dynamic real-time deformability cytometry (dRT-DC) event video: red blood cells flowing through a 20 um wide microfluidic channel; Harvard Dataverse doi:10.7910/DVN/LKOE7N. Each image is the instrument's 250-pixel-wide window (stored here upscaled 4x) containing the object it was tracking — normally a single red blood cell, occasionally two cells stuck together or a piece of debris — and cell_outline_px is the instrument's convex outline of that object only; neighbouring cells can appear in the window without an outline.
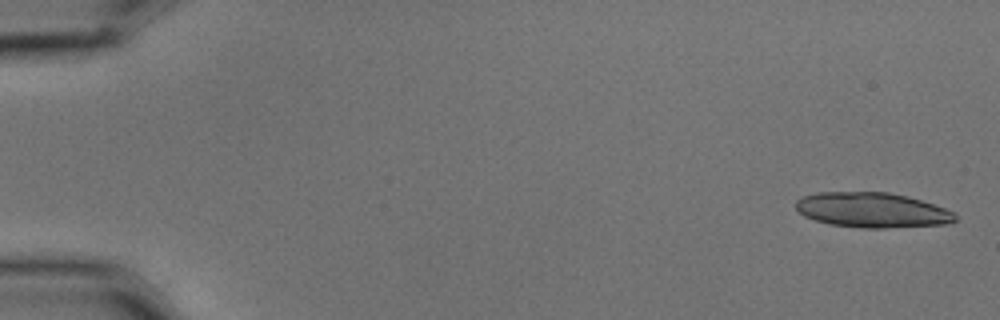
{"species": "common noctule bat (a hibernating species)", "species_latin": "Nyctalus noctula", "temperature_condition": "cold", "stored_images_in_passage": 10, "camera_frame_rate_fps": 3000, "um_per_image_px": 0.085, "animal": {"sex": "male", "body_mass_g": 15.6}, "frame": {"image": 1, "passage_image": 1, "time_ms": 0.0, "image_size_px": [1000, 320], "cell_outline_px": [[956, 220], [948, 224], [884, 228], [860, 228], [828, 224], [804, 216], [796, 208], [796, 200], [804, 196], [816, 192], [888, 192], [908, 196], [956, 212]], "centroid_in_image_um": [74.14, 17.86], "position_along_channel_um": 10.9, "area_um2": 32.6}}
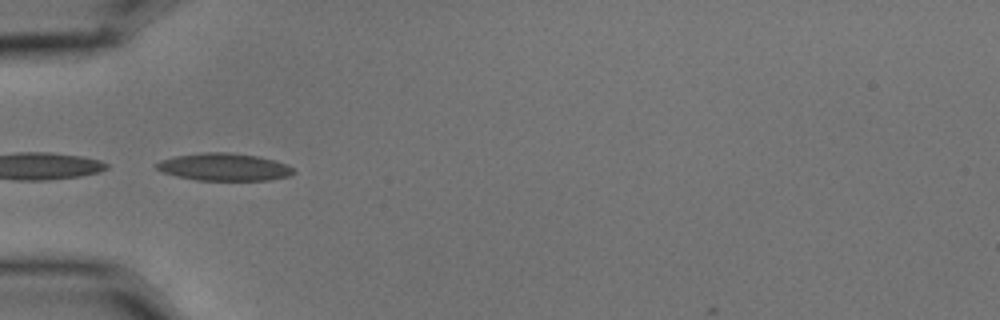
{"frame": {"image": 2, "passage_image": 5, "time_ms": 1.333, "image_size_px": [1000, 320], "cell_outline_px": [[296, 172], [288, 176], [268, 180], [196, 180], [176, 176], [160, 172], [152, 164], [160, 160], [176, 156], [204, 152], [228, 152], [256, 156], [288, 164]], "centroid_in_image_um": [18.99, 14.2], "position_along_channel_um": 66.0, "area_um2": 21.96}}
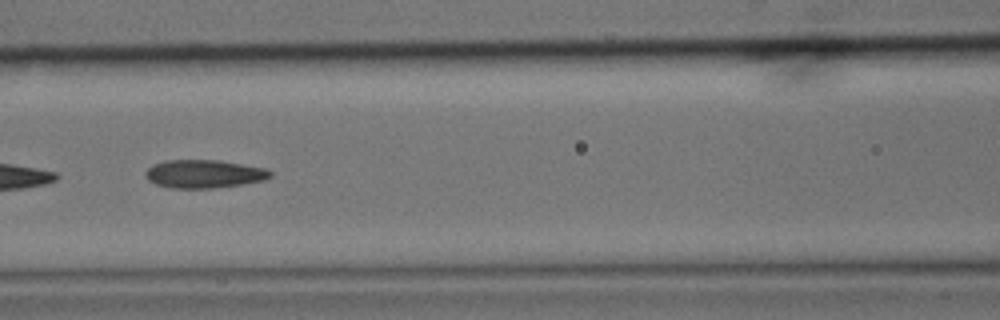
{"frame": {"image": 3, "passage_image": 7, "time_ms": 2.0, "image_size_px": [1000, 320], "cell_outline_px": [[272, 176], [264, 180], [240, 184], [212, 188], [172, 188], [156, 184], [148, 180], [144, 176], [144, 172], [152, 164], [168, 160], [220, 160], [268, 168], [272, 172]], "centroid_in_image_um": [17.34, 14.77], "position_along_channel_um": 149.3, "area_um2": 20.63}}